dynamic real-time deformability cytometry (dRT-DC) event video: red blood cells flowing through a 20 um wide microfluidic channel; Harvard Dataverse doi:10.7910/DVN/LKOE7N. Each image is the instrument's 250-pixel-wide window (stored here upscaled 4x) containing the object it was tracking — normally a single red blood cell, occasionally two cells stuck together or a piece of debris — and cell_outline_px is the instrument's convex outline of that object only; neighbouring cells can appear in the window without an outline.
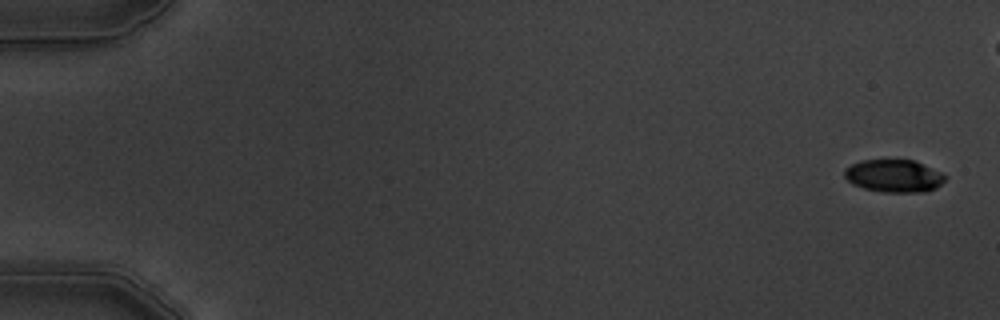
{"species": "common noctule bat (a hibernating species)", "species_latin": "Nyctalus noctula", "temperature_condition": "warm", "stored_images_in_passage": 7, "camera_frame_rate_fps": 3000, "um_per_image_px": 0.085, "animal": {"sex": "male", "body_mass_g": 19.5, "forearm_length_mm": 54.6}, "frame": {"image": 1, "passage_image": 1, "time_ms": 0.0, "image_size_px": [1000, 320], "cell_outline_px": [[948, 176], [936, 188], [920, 192], [884, 192], [864, 188], [852, 184], [844, 176], [844, 168], [860, 160], [912, 160], [940, 172]], "centroid_in_image_um": [75.95, 14.95], "position_along_channel_um": 9.1, "area_um2": 18.96}}